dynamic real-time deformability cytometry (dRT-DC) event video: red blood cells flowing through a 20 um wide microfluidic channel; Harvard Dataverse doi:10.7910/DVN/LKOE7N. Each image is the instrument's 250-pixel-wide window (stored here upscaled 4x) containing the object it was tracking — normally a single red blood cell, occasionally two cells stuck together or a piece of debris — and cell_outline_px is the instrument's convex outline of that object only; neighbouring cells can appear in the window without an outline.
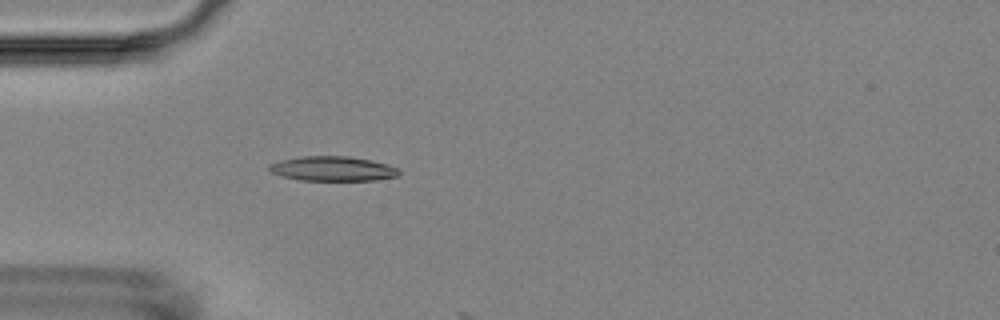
{"species": "Egyptian fruit bat (a non-hibernating species)", "species_latin": "Rousettus aegyptiacus", "temperature_condition": "room temperature", "stored_images_in_passage": 5, "camera_frame_rate_fps": 3000, "um_per_image_px": 0.085, "animal": {"sex": "female"}, "frame": {"image": 1, "passage_image": 3, "time_ms": 2.333, "image_size_px": [1000, 320], "cell_outline_px": [[400, 172], [396, 176], [376, 180], [300, 180], [284, 176], [272, 172], [268, 168], [268, 164], [280, 160], [300, 156], [348, 156], [388, 164], [396, 168]], "centroid_in_image_um": [28.25, 14.33], "position_along_channel_um": 56.7, "area_um2": 18.44}}